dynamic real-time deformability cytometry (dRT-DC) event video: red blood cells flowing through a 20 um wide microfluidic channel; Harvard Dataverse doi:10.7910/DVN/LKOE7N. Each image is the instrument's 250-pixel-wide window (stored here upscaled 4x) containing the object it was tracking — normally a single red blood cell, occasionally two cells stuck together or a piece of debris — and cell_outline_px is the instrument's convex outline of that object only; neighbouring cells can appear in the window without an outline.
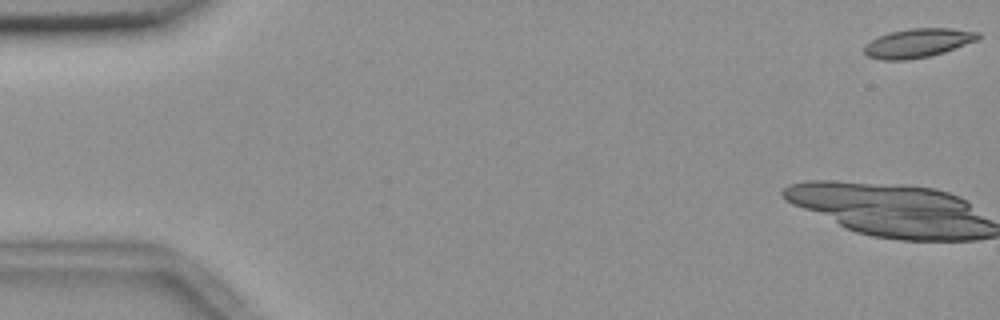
{"species": "common noctule bat (a hibernating species)", "species_latin": "Nyctalus noctula", "temperature_condition": "room temperature", "stored_images_in_passage": 14, "camera_frame_rate_fps": 3000, "um_per_image_px": 0.085, "animal": {"sex": "female", "body_mass_g": 18.4}, "frame": {"image": 1, "passage_image": 1, "time_ms": 0.0, "image_size_px": [1000, 320], "cell_outline_px": [[980, 36], [976, 40], [944, 52], [932, 56], [908, 60], [884, 60], [868, 56], [864, 52], [864, 44], [888, 32], [912, 28], [952, 28], [980, 32]], "centroid_in_image_um": [78.01, 3.65], "position_along_channel_um": 7.0, "area_um2": 19.19}}